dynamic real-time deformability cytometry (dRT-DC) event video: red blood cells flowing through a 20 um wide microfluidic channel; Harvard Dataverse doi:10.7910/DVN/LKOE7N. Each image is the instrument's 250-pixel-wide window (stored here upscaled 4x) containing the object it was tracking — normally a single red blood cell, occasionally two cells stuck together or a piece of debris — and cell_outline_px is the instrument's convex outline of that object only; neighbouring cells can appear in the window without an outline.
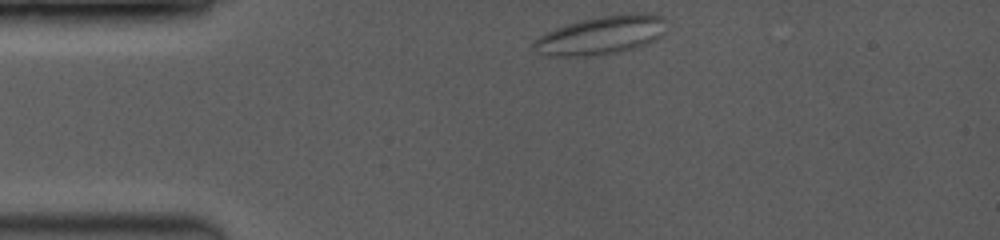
{"species": "common noctule bat (a hibernating species)", "species_latin": "Nyctalus noctula", "temperature_condition": "room temperature", "stored_images_in_passage": 47, "camera_frame_rate_fps": 3500, "um_per_image_px": 0.085, "animal": {"sex": "female", "body_mass_g": 19.0, "forearm_length_mm": 53.3}, "frame": {"image": 1, "passage_image": 1, "time_ms": 0.0, "image_size_px": [1000, 240], "cell_outline_px": [[660, 36], [656, 40], [648, 44], [636, 48], [620, 52], [596, 56], [548, 56], [536, 52], [532, 44], [540, 36], [556, 28], [568, 24], [600, 16], [660, 16]], "centroid_in_image_um": [50.95, 3.08], "position_along_channel_um": 34.0, "area_um2": 28.32}}
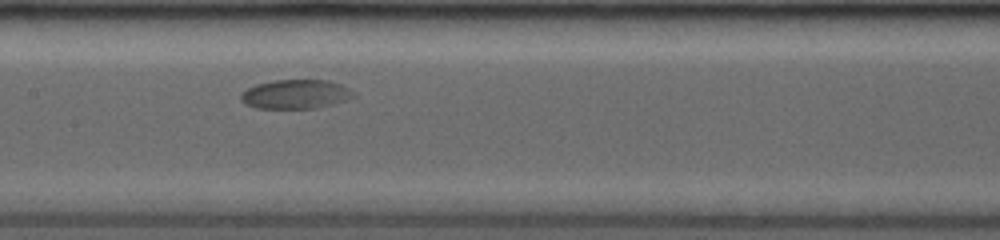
{"frame": {"image": 2, "passage_image": 19, "time_ms": 5.143, "image_size_px": [1000, 240], "cell_outline_px": [[356, 96], [348, 100], [316, 108], [256, 108], [240, 100], [240, 96], [248, 88], [256, 84], [276, 80], [328, 80], [340, 84], [356, 92]], "centroid_in_image_um": [25.18, 8.0], "position_along_channel_um": 182.2, "area_um2": 19.07}}
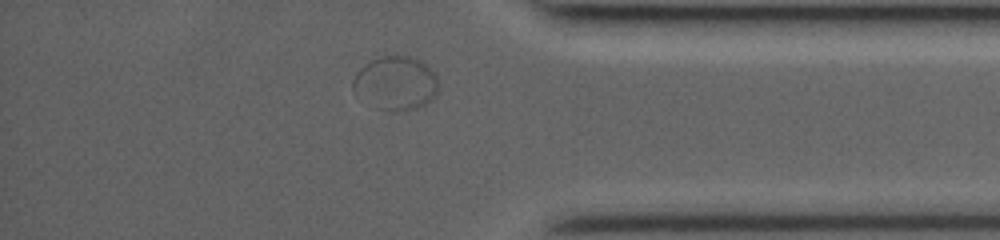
{"frame": {"image": 3, "passage_image": 41, "time_ms": 11.143, "image_size_px": [1000, 240], "cell_outline_px": [[436, 96], [432, 100], [416, 108], [392, 112], [372, 108], [352, 92], [352, 80], [356, 72], [364, 64], [380, 56], [416, 56], [436, 76]], "centroid_in_image_um": [33.56, 7.09], "position_along_channel_um": 401.6, "area_um2": 27.11}, "authors_computed_cell_mechanics": {"area_um2": 20.9814, "velocity_mm_per_s": 3.7269, "shape_relaxation_time_tau1_ms": 4.8644, "shape_relaxation_time_tau2_ms": null, "deformation_change_tau1": 0.0598, "deformation_change_tau2": null}}